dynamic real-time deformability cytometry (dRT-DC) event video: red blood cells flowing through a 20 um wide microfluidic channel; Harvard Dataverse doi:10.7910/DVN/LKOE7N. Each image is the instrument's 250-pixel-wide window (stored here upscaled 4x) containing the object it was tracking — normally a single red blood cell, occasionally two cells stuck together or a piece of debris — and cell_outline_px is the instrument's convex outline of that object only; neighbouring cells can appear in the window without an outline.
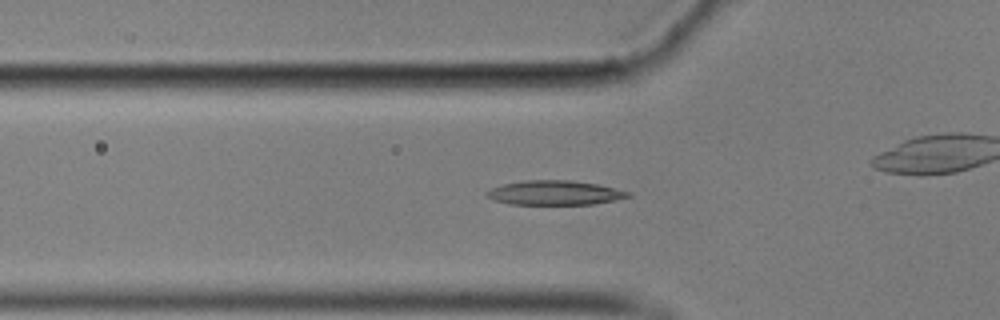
{"species": "common noctule bat (a hibernating species)", "species_latin": "Nyctalus noctula", "temperature_condition": "cold", "stored_images_in_passage": 58, "camera_frame_rate_fps": 3000, "um_per_image_px": 0.085, "animal": {"sex": "male", "body_mass_g": 17.9}, "frame": {"image": 1, "passage_image": 19, "time_ms": 6.0, "image_size_px": [1000, 320], "cell_outline_px": [[632, 196], [592, 204], [508, 204], [492, 200], [484, 192], [492, 188], [504, 184], [524, 180], [572, 180], [596, 184], [632, 192]], "centroid_in_image_um": [47.13, 16.38], "position_along_channel_um": 78.7, "area_um2": 20.0}}
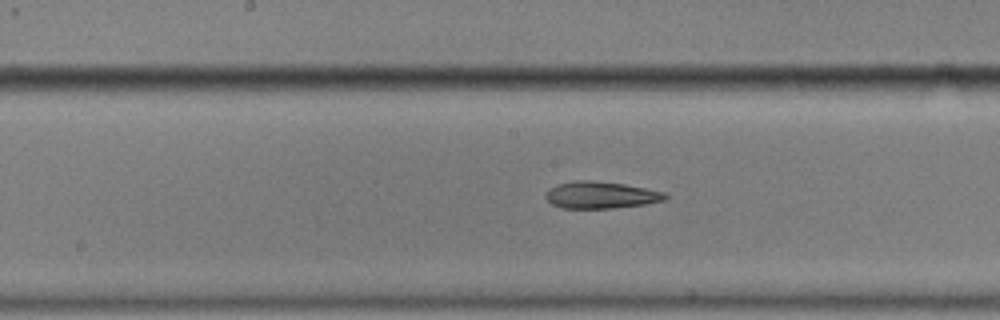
{"frame": {"image": 2, "passage_image": 29, "time_ms": 9.333, "image_size_px": [1000, 320], "cell_outline_px": [[668, 196], [664, 200], [644, 204], [612, 208], [560, 208], [552, 204], [544, 196], [556, 184], [576, 180], [592, 180], [624, 184], [664, 192]], "centroid_in_image_um": [51.05, 16.57], "position_along_channel_um": 197.2, "area_um2": 18.55}}
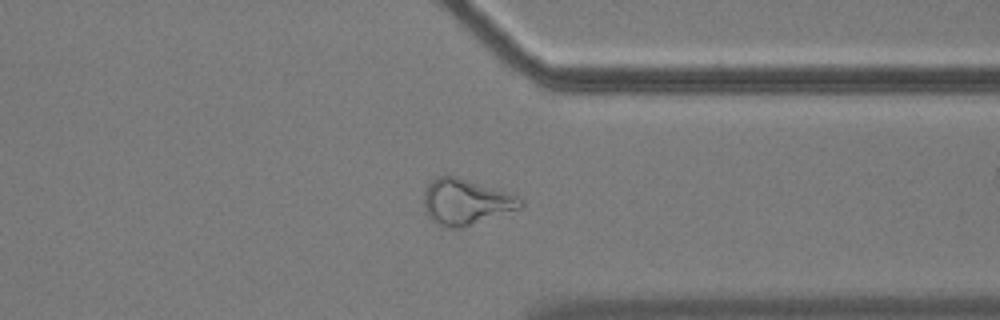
{"frame": {"image": 3, "passage_image": 44, "time_ms": 14.333, "image_size_px": [1000, 320], "cell_outline_px": [[524, 204], [520, 208], [464, 228], [444, 228], [432, 220], [424, 212], [424, 192], [428, 184], [436, 176], [456, 176], [500, 188], [520, 196], [524, 200]], "centroid_in_image_um": [39.63, 17.16], "position_along_channel_um": 371.8, "area_um2": 26.41}, "authors_computed_cell_mechanics": {"area_um2": 19.5653, "velocity_mm_per_s": 3.5312, "shape_relaxation_time_tau1_ms": null, "shape_relaxation_time_tau2_ms": 7.6062, "deformation_change_tau1": null, "deformation_change_tau2": 0.1607}}